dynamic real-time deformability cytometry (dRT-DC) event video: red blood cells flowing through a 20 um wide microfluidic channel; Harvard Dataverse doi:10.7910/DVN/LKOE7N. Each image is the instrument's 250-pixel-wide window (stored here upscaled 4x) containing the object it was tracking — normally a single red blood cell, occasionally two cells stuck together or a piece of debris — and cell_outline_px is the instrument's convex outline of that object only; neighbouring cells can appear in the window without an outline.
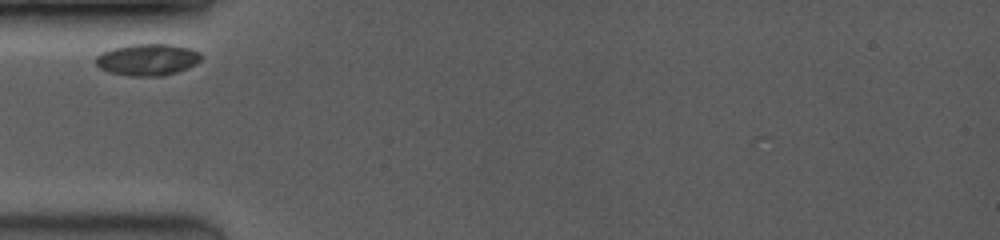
{"species": "common noctule bat (a hibernating species)", "species_latin": "Nyctalus noctula", "temperature_condition": "room temperature", "stored_images_in_passage": 29, "camera_frame_rate_fps": 3500, "um_per_image_px": 0.085, "animal": {"sex": "female", "body_mass_g": 19.0, "forearm_length_mm": 53.3}, "frame": {"image": 1, "passage_image": 2, "time_ms": 0.286, "image_size_px": [1000, 240], "cell_outline_px": [[204, 56], [196, 64], [188, 68], [176, 72], [160, 76], [128, 76], [108, 72], [100, 68], [96, 64], [96, 56], [100, 52], [112, 48], [132, 44], [172, 44], [188, 48], [200, 52]], "centroid_in_image_um": [12.53, 5.06], "position_along_channel_um": 72.5, "area_um2": 19.65}}
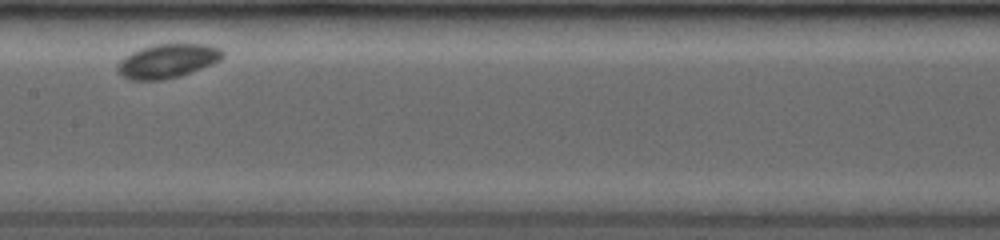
{"frame": {"image": 2, "passage_image": 12, "time_ms": 3.714, "image_size_px": [1000, 240], "cell_outline_px": [[224, 56], [220, 60], [212, 64], [180, 76], [160, 80], [128, 80], [116, 72], [116, 64], [124, 56], [140, 48], [156, 44], [208, 44], [220, 48], [224, 52]], "centroid_in_image_um": [14.2, 5.18], "position_along_channel_um": 193.2, "area_um2": 21.04}}
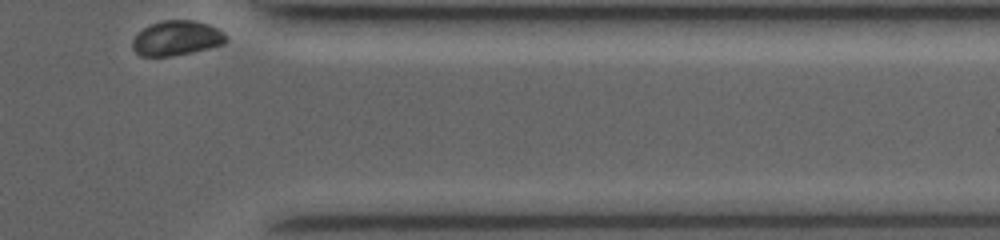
{"frame": {"image": 3, "passage_image": 29, "time_ms": 9.429, "image_size_px": [1000, 240], "cell_outline_px": [[228, 40], [224, 44], [208, 48], [168, 56], [140, 56], [132, 48], [132, 40], [144, 28], [160, 20], [196, 20], [208, 24], [224, 32]], "centroid_in_image_um": [15.02, 3.23], "position_along_channel_um": 396.4, "area_um2": 18.79}, "authors_computed_cell_mechanics": {"area_um2": 19.7676, "velocity_mm_per_s": 3.548, "shape_relaxation_time_tau1_ms": null, "shape_relaxation_time_tau2_ms": 4.1411, "deformation_change_tau1": null, "deformation_change_tau2": 0.0379}}